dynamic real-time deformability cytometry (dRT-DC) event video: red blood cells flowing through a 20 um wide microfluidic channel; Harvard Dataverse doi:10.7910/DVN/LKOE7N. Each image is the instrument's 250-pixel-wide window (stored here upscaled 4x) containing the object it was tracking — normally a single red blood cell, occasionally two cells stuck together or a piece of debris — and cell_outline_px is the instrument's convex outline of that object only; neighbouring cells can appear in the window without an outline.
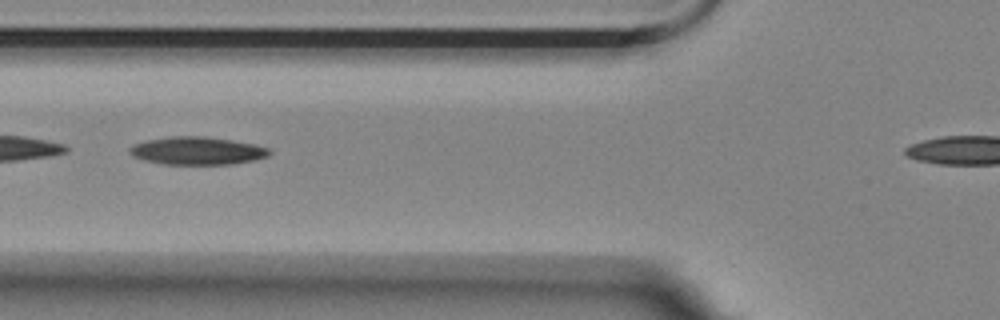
{"species": "Egyptian fruit bat (a non-hibernating species)", "species_latin": "Rousettus aegyptiacus", "temperature_condition": "room temperature", "stored_images_in_passage": 42, "camera_frame_rate_fps": 3000, "um_per_image_px": 0.085, "animal": {"sex": "female"}, "frame": {"image": 1, "passage_image": 13, "time_ms": 4.0, "image_size_px": [1000, 320], "cell_outline_px": [[272, 152], [268, 156], [256, 160], [232, 164], [164, 164], [144, 160], [132, 156], [128, 152], [128, 148], [136, 144], [148, 140], [172, 136], [204, 136], [232, 140], [252, 144], [268, 148]], "centroid_in_image_um": [16.77, 12.82], "position_along_channel_um": 109.0, "area_um2": 22.6}}
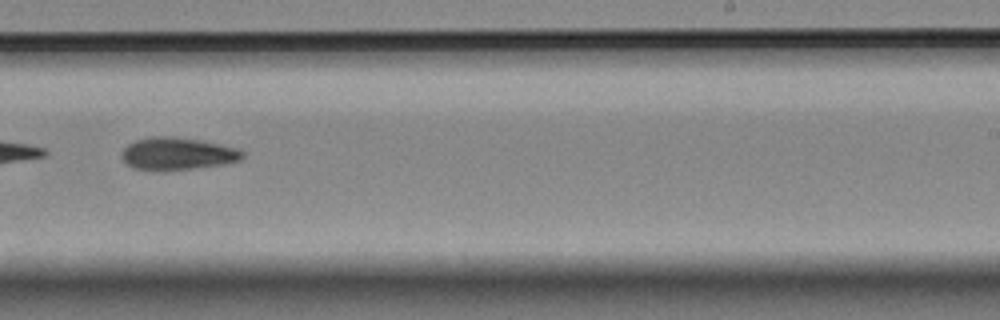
{"frame": {"image": 2, "passage_image": 27, "time_ms": 8.667, "image_size_px": [1000, 320], "cell_outline_px": [[244, 156], [240, 160], [224, 164], [196, 168], [164, 172], [156, 172], [132, 168], [120, 156], [120, 152], [128, 144], [136, 140], [152, 136], [168, 136], [200, 140], [240, 148], [244, 152]], "centroid_in_image_um": [15.06, 13.09], "position_along_channel_um": 273.9, "area_um2": 23.35}}
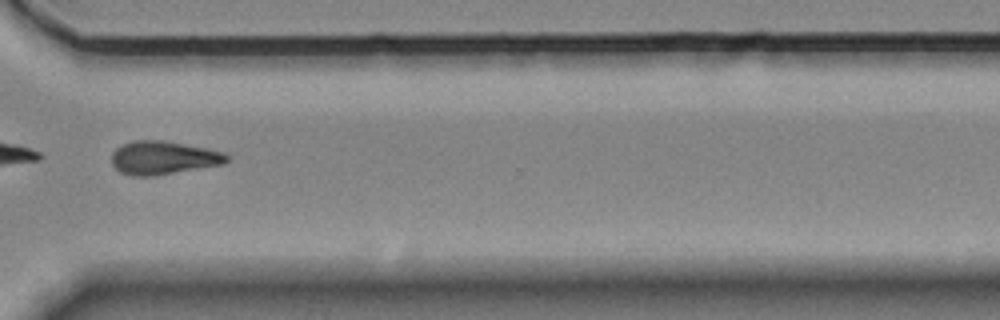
{"frame": {"image": 3, "passage_image": 34, "time_ms": 11.0, "image_size_px": [1000, 320], "cell_outline_px": [[228, 160], [224, 164], [156, 176], [132, 176], [120, 172], [112, 164], [112, 152], [116, 148], [124, 144], [136, 140], [160, 140], [208, 148], [224, 152], [228, 156]], "centroid_in_image_um": [13.89, 13.42], "position_along_channel_um": 356.7, "area_um2": 22.43}, "authors_computed_cell_mechanics": {"area_um2": 22.4553, "velocity_mm_per_s": 3.5289, "shape_relaxation_time_tau1_ms": 4.2287, "shape_relaxation_time_tau2_ms": null, "deformation_change_tau1": 0.1608, "deformation_change_tau2": null}}